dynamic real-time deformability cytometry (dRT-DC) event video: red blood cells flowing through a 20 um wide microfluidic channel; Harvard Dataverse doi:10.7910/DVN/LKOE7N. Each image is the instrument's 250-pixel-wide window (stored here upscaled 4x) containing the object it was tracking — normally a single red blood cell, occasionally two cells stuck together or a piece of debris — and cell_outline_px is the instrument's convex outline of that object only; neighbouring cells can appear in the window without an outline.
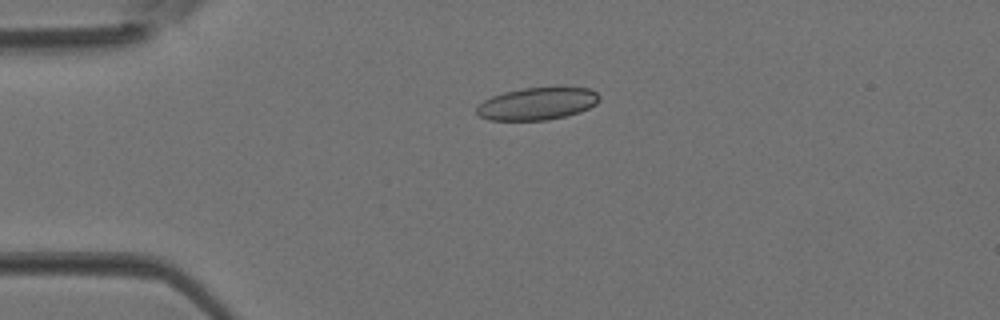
{"species": "Egyptian fruit bat (a non-hibernating species)", "species_latin": "Rousettus aegyptiacus", "temperature_condition": "room temperature", "stored_images_in_passage": 2, "camera_frame_rate_fps": 3000, "um_per_image_px": 0.085, "animal": {"sex": "female"}, "frame": {"image": 1, "passage_image": 1, "time_ms": 0.0, "image_size_px": [1000, 320], "cell_outline_px": [[600, 100], [596, 104], [580, 112], [548, 120], [488, 120], [480, 116], [476, 112], [476, 108], [484, 100], [492, 96], [504, 92], [524, 88], [588, 88], [596, 92], [600, 96]], "centroid_in_image_um": [45.66, 8.82], "position_along_channel_um": 39.3, "area_um2": 22.95}}
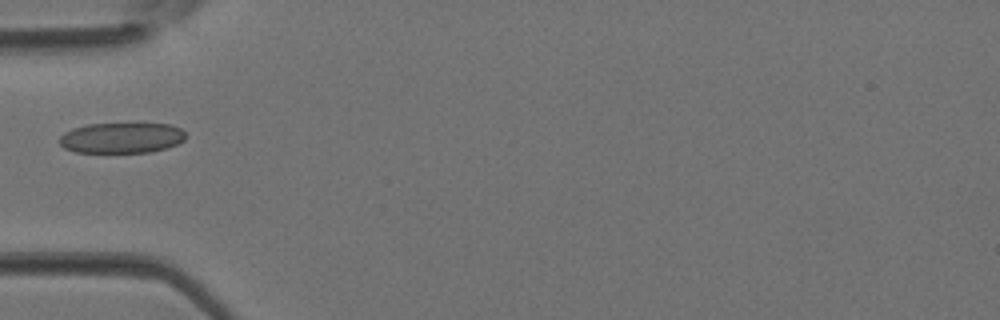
{"frame": {"image": 2, "passage_image": 2, "time_ms": 0.333, "image_size_px": [1000, 320], "cell_outline_px": [[184, 140], [176, 144], [164, 148], [148, 152], [76, 152], [64, 148], [60, 144], [60, 136], [64, 132], [72, 128], [88, 124], [172, 124], [180, 128], [184, 132]], "centroid_in_image_um": [10.3, 11.71], "position_along_channel_um": 74.7, "area_um2": 22.25}}